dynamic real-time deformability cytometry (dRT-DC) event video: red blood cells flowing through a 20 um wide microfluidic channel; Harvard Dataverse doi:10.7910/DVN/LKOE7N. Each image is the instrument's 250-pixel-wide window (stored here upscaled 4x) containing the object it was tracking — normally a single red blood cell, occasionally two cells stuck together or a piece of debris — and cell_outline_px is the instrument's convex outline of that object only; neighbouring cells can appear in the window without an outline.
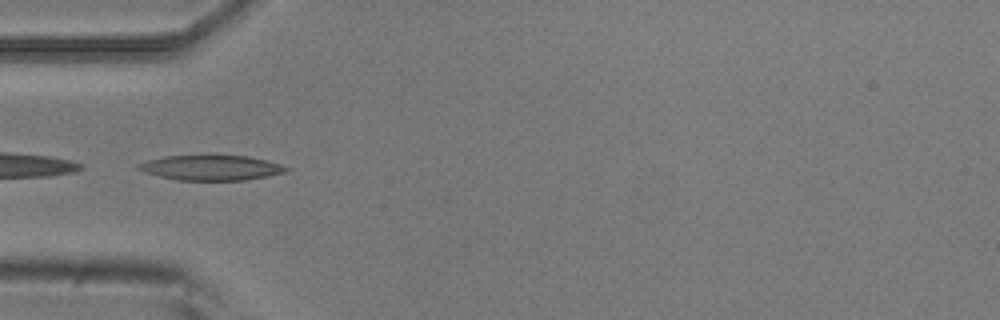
{"species": "common noctule bat (a hibernating species)", "species_latin": "Nyctalus noctula", "temperature_condition": "room temperature", "stored_images_in_passage": 7, "camera_frame_rate_fps": 3000, "um_per_image_px": 0.085, "animal": {"sex": "male", "body_mass_g": 20.5, "forearm_length_mm": 52.5}, "frame": {"image": 1, "passage_image": 5, "time_ms": 1.333, "image_size_px": [1000, 320], "cell_outline_px": [[292, 168], [288, 172], [268, 176], [244, 180], [176, 180], [160, 176], [136, 168], [136, 164], [148, 160], [164, 156], [248, 156], [280, 164]], "centroid_in_image_um": [17.99, 14.26], "position_along_channel_um": 67.0, "area_um2": 21.39}}
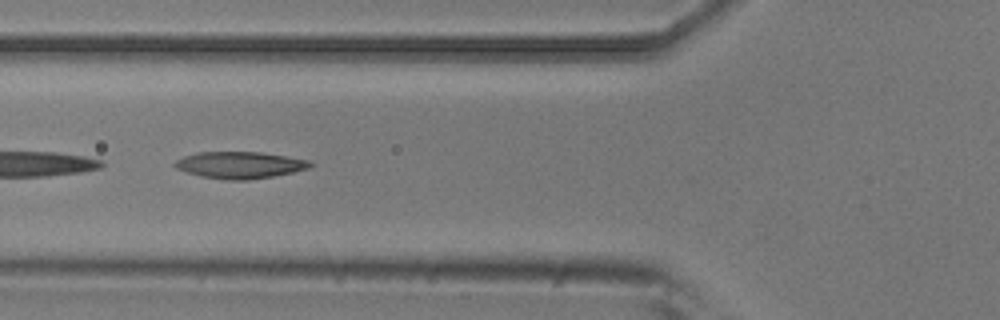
{"frame": {"image": 2, "passage_image": 6, "time_ms": 1.667, "image_size_px": [1000, 320], "cell_outline_px": [[316, 164], [308, 168], [292, 172], [272, 176], [248, 180], [228, 180], [200, 176], [176, 168], [172, 164], [176, 160], [184, 156], [196, 152], [260, 152], [308, 160]], "centroid_in_image_um": [20.37, 14.02], "position_along_channel_um": 105.4, "area_um2": 20.98}}
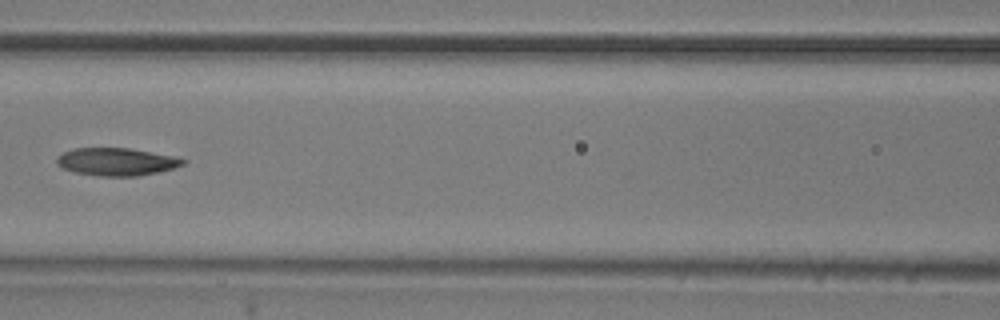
{"frame": {"image": 3, "passage_image": 7, "time_ms": 2.0, "image_size_px": [1000, 320], "cell_outline_px": [[188, 160], [184, 164], [172, 168], [156, 172], [136, 176], [100, 176], [76, 172], [64, 168], [56, 164], [56, 160], [64, 152], [72, 148], [128, 148], [176, 156]], "centroid_in_image_um": [9.92, 13.74], "position_along_channel_um": 156.7, "area_um2": 20.17}}